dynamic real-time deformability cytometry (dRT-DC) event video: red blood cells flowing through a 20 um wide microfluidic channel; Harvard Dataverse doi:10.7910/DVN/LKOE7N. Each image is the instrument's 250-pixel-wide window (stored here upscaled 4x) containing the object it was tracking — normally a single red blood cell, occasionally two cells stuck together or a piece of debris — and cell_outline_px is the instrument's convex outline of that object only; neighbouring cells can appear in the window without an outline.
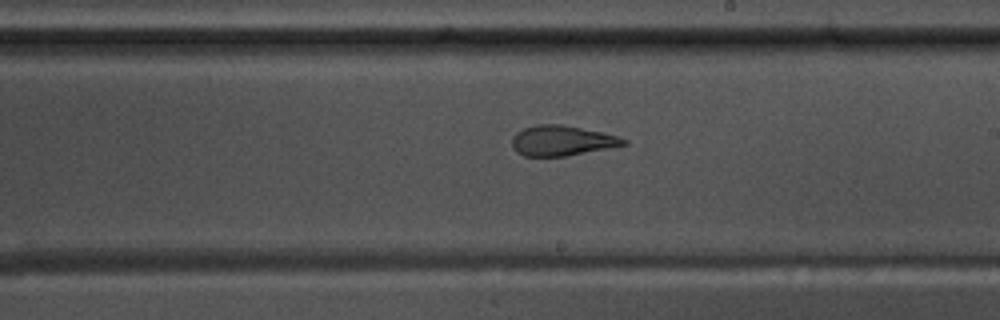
{"species": "common noctule bat (a hibernating species)", "species_latin": "Nyctalus noctula", "temperature_condition": "warm", "stored_images_in_passage": 55, "camera_frame_rate_fps": 3000, "um_per_image_px": 0.085, "animal": {"sex": "male", "body_mass_g": 17.5, "forearm_length_mm": 52.3}, "frame": {"image": 1, "passage_image": 32, "time_ms": 10.333, "image_size_px": [1000, 320], "cell_outline_px": [[628, 144], [564, 156], [524, 156], [516, 152], [512, 148], [512, 136], [516, 132], [524, 128], [536, 124], [560, 124], [604, 132], [628, 140]], "centroid_in_image_um": [47.72, 11.94], "position_along_channel_um": 241.3, "area_um2": 19.59}}
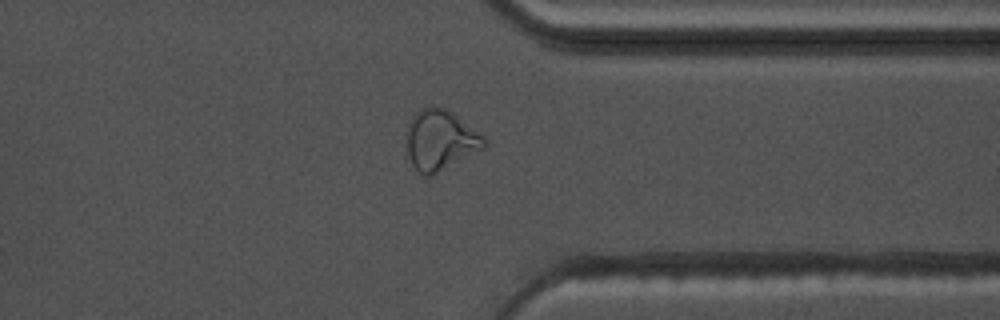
{"frame": {"image": 2, "passage_image": 43, "time_ms": 14.0, "image_size_px": [1000, 320], "cell_outline_px": [[488, 144], [484, 148], [428, 176], [424, 176], [412, 164], [408, 156], [408, 124], [412, 116], [420, 108], [444, 108], [452, 112], [484, 136]], "centroid_in_image_um": [37.44, 11.89], "position_along_channel_um": 374.0, "area_um2": 26.47}}
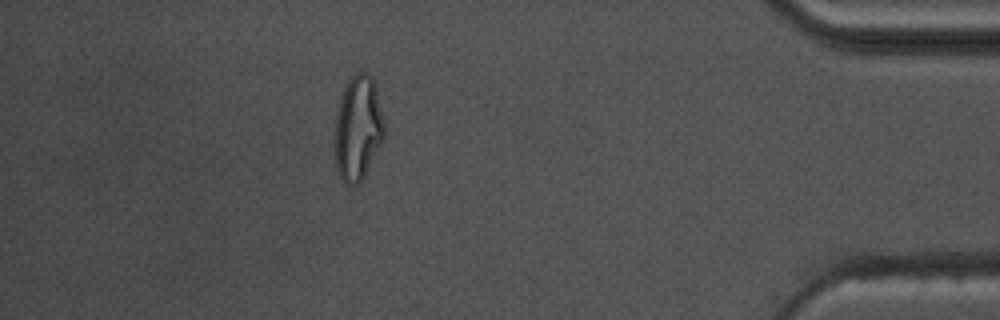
{"frame": {"image": 3, "passage_image": 49, "time_ms": 16.0, "image_size_px": [1000, 320], "cell_outline_px": [[384, 136], [364, 176], [356, 184], [348, 184], [340, 176], [336, 168], [336, 116], [340, 100], [344, 88], [348, 80], [356, 72], [368, 72], [372, 76], [376, 84], [384, 124]], "centroid_in_image_um": [30.44, 10.82], "position_along_channel_um": 404.8, "area_um2": 29.59}, "authors_computed_cell_mechanics": {"area_um2": 22.4264, "velocity_mm_per_s": 3.6938, "shape_relaxation_time_tau1_ms": null, "shape_relaxation_time_tau2_ms": 2.0493, "deformation_change_tau1": null, "deformation_change_tau2": 0.1065}}